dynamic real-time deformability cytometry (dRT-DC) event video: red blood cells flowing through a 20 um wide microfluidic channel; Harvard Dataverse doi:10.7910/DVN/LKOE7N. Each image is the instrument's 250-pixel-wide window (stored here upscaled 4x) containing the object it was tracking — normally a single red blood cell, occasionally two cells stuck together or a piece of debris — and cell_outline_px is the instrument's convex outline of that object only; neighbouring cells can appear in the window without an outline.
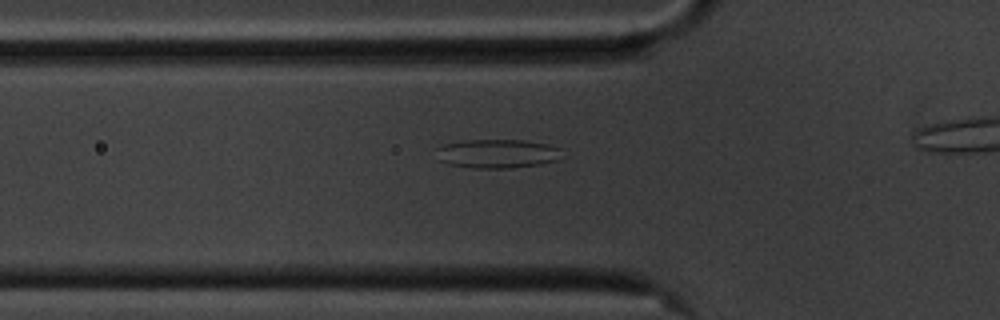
{"species": "common noctule bat (a hibernating species)", "species_latin": "Nyctalus noctula", "temperature_condition": "cold", "stored_images_in_passage": 13, "camera_frame_rate_fps": 3000, "um_per_image_px": 0.085, "animal": {"sex": "male", "body_mass_g": 20.1, "forearm_length_mm": 53.5}, "frame": {"image": 1, "passage_image": 10, "time_ms": 3.0, "image_size_px": [1000, 320], "cell_outline_px": [[560, 148], [556, 160], [540, 164], [512, 168], [472, 168], [448, 164], [440, 160], [436, 148], [444, 144], [464, 140], [524, 140], [548, 144]], "centroid_in_image_um": [42.23, 13.05], "position_along_channel_um": 83.6, "area_um2": 20.98}}